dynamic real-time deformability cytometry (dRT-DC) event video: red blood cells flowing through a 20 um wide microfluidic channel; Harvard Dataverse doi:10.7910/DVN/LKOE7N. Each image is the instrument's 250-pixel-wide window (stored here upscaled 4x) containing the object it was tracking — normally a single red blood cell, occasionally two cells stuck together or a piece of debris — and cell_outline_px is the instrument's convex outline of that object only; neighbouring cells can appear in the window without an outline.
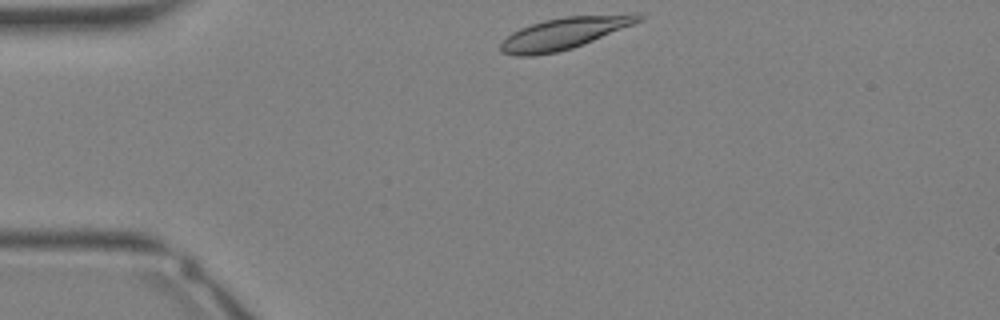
{"species": "Egyptian fruit bat (a non-hibernating species)", "species_latin": "Rousettus aegyptiacus", "temperature_condition": "warm", "stored_images_in_passage": 28, "camera_frame_rate_fps": 3000, "um_per_image_px": 0.085, "animal": {"sex": "female"}, "frame": {"image": 1, "passage_image": 1, "time_ms": 0.0, "image_size_px": [1000, 320], "cell_outline_px": [[644, 20], [584, 44], [572, 48], [556, 52], [532, 56], [516, 56], [500, 52], [500, 44], [512, 32], [520, 28], [544, 20], [564, 16], [628, 12], [636, 12], [644, 16]], "centroid_in_image_um": [48.05, 2.79], "position_along_channel_um": 37.0, "area_um2": 25.95}}
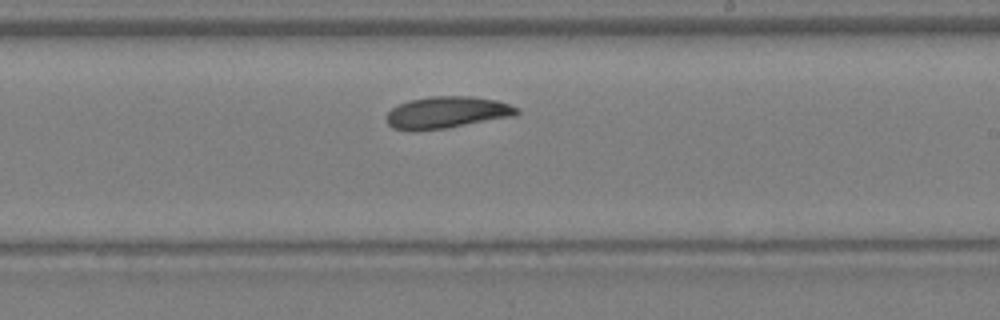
{"frame": {"image": 2, "passage_image": 14, "time_ms": 4.333, "image_size_px": [1000, 320], "cell_outline_px": [[520, 112], [516, 116], [448, 128], [412, 132], [408, 132], [392, 128], [384, 120], [384, 116], [392, 108], [400, 104], [412, 100], [432, 96], [472, 96], [496, 100], [520, 108]], "centroid_in_image_um": [37.97, 9.58], "position_along_channel_um": 251.0, "area_um2": 24.68}}
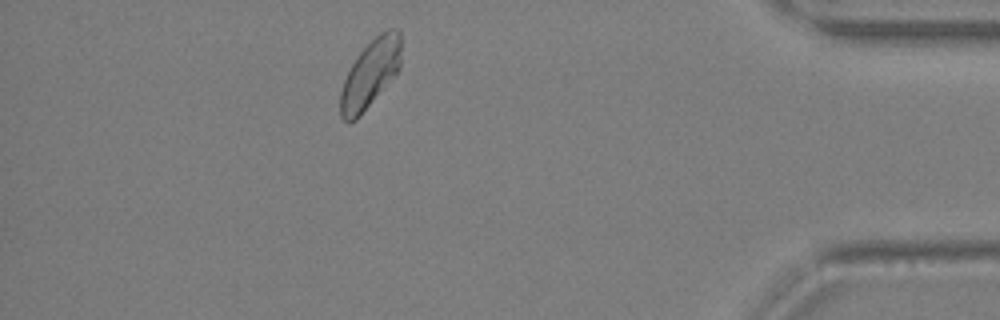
{"frame": {"image": 3, "passage_image": 24, "time_ms": 7.667, "image_size_px": [1000, 320], "cell_outline_px": [[400, 68], [396, 76], [360, 116], [356, 120], [348, 124], [340, 116], [340, 92], [344, 80], [356, 56], [380, 32], [388, 28], [396, 28], [400, 32]], "centroid_in_image_um": [31.48, 6.3], "position_along_channel_um": 403.7, "area_um2": 24.22}}